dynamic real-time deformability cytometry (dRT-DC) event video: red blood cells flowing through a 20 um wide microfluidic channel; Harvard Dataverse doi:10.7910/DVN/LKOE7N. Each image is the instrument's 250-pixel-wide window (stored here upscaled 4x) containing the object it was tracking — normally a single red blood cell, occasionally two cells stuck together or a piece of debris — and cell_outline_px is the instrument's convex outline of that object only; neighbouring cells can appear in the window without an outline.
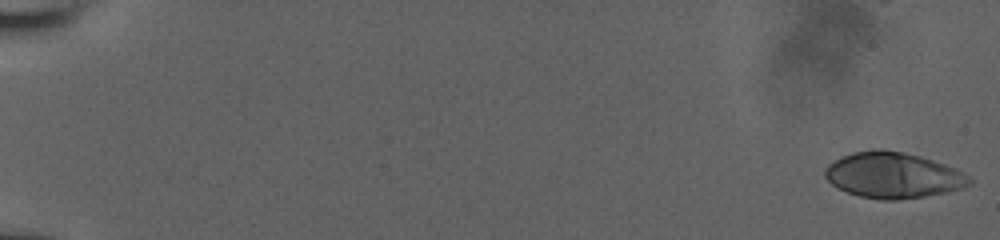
{"species": "human", "species_latin": "Homo sapiens", "temperature_condition": "room temperature", "stored_images_in_passage": 59, "camera_frame_rate_fps": 3000, "um_per_image_px": 0.085, "donor": {"sex": "male"}, "frame": {"image": 1, "passage_image": 1, "time_ms": 0.0, "image_size_px": [1000, 240], "cell_outline_px": [[972, 184], [964, 188], [924, 196], [896, 200], [884, 200], [860, 196], [848, 192], [832, 184], [824, 176], [824, 168], [828, 164], [852, 152], [872, 148], [880, 148], [904, 152], [920, 156], [944, 164], [968, 176], [972, 180]], "centroid_in_image_um": [75.89, 14.88], "position_along_channel_um": 9.1, "area_um2": 38.32}}
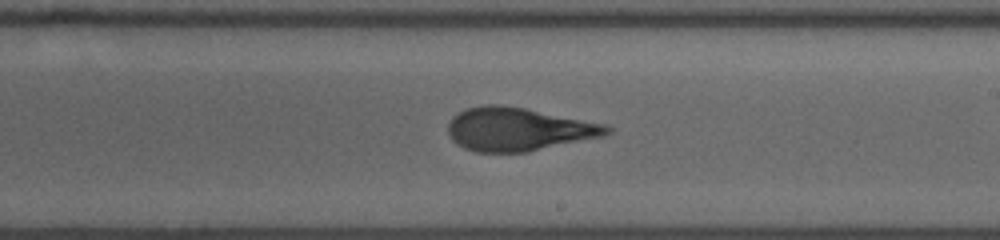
{"frame": {"image": 2, "passage_image": 45, "time_ms": 11.667, "image_size_px": [1000, 240], "cell_outline_px": [[612, 132], [604, 136], [528, 152], [476, 152], [464, 148], [452, 140], [448, 132], [448, 124], [452, 116], [468, 108], [484, 104], [500, 104], [524, 108], [608, 124], [612, 128]], "centroid_in_image_um": [44.09, 10.98], "position_along_channel_um": 244.9, "area_um2": 40.23}}
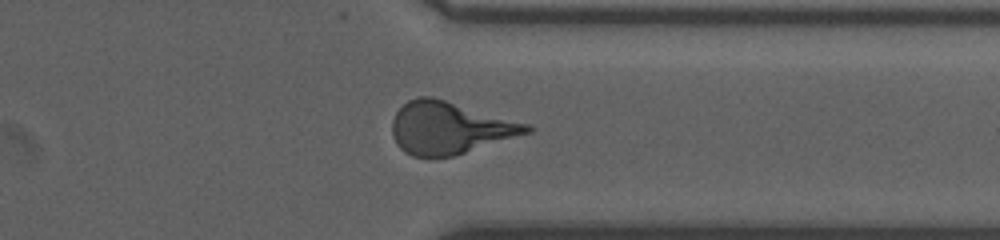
{"frame": {"image": 3, "passage_image": 58, "time_ms": 15.0, "image_size_px": [1000, 240], "cell_outline_px": [[532, 132], [452, 156], [412, 156], [404, 152], [396, 144], [392, 136], [392, 120], [396, 112], [408, 100], [416, 96], [432, 96], [528, 124], [532, 128]], "centroid_in_image_um": [38.17, 10.86], "position_along_channel_um": 373.2, "area_um2": 40.58}}